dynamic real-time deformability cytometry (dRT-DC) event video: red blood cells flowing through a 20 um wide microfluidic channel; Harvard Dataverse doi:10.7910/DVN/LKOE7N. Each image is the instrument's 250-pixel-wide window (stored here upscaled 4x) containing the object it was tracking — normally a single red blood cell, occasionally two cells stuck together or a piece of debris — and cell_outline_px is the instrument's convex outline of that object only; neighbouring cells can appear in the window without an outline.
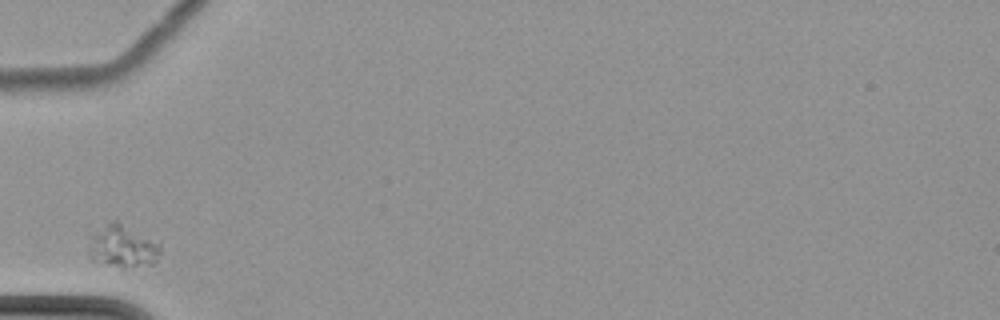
{"species": "common noctule bat (a hibernating species)", "species_latin": "Nyctalus noctula", "temperature_condition": "cold", "stored_images_in_passage": 6, "camera_frame_rate_fps": 3000, "um_per_image_px": 0.085, "animal": {"sex": "female", "body_mass_g": 22.7, "forearm_length_mm": 54.2}, "frame": {"image": 1, "passage_image": 1, "time_ms": 0.0, "image_size_px": [1000, 320], "cell_outline_px": [[160, 252], [156, 260], [152, 264], [120, 272], [92, 260], [88, 256], [88, 248], [92, 236], [108, 220], [116, 220], [160, 244]], "centroid_in_image_um": [10.38, 21.03], "position_along_channel_um": 74.6, "area_um2": 18.38}}
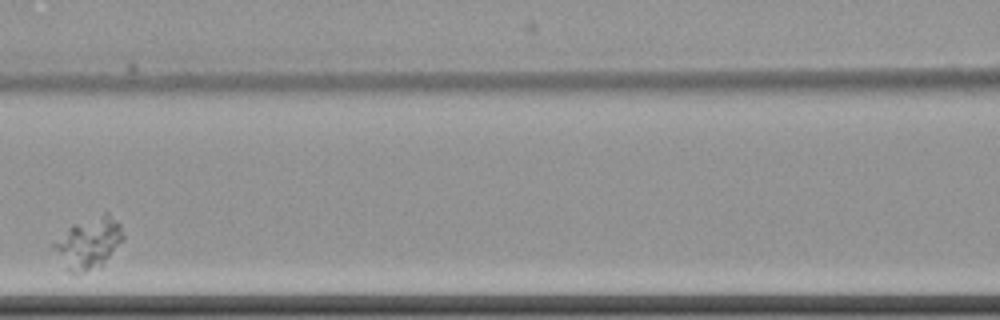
{"frame": {"image": 2, "passage_image": 3, "time_ms": 2.667, "image_size_px": [1000, 320], "cell_outline_px": [[124, 240], [100, 264], [76, 276], [68, 272], [52, 248], [52, 244], [72, 224], [104, 212], [108, 212], [120, 224], [124, 236]], "centroid_in_image_um": [7.51, 20.64], "position_along_channel_um": 159.1, "area_um2": 20.52}}
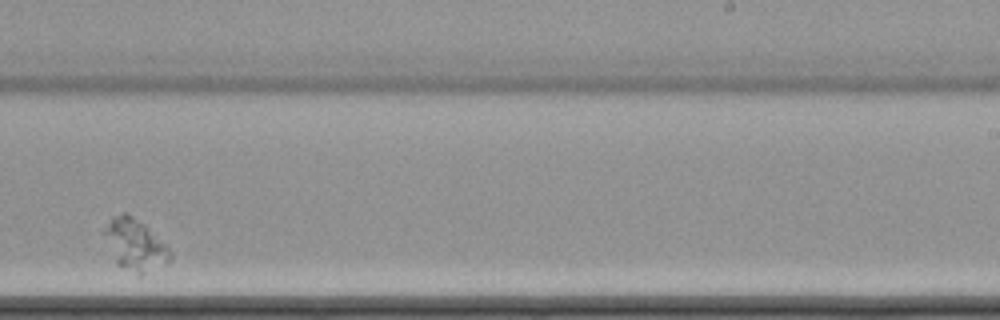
{"frame": {"image": 3, "passage_image": 6, "time_ms": 6.333, "image_size_px": [1000, 320], "cell_outline_px": [[172, 260], [168, 264], [140, 280], [116, 264], [100, 228], [112, 216], [124, 212], [132, 216], [144, 224], [168, 244], [172, 252]], "centroid_in_image_um": [11.51, 20.9], "position_along_channel_um": 277.5, "area_um2": 21.21}}